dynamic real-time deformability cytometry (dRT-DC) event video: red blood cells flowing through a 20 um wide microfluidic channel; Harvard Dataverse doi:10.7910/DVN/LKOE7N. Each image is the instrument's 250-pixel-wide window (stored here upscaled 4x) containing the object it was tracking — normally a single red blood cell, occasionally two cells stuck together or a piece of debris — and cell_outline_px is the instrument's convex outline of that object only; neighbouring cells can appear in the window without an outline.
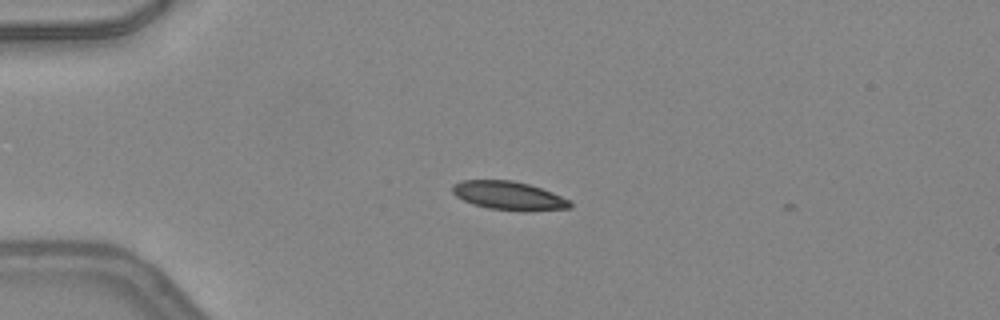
{"species": "common noctule bat (a hibernating species)", "species_latin": "Nyctalus noctula", "temperature_condition": "warm", "stored_images_in_passage": 2, "camera_frame_rate_fps": 3000, "um_per_image_px": 0.085, "animal": {"sex": "female", "body_mass_g": 24.6, "forearm_length_mm": 56.2}, "frame": {"image": 1, "passage_image": 1, "time_ms": 0.0, "image_size_px": [1000, 320], "cell_outline_px": [[572, 208], [528, 212], [524, 212], [488, 208], [472, 204], [456, 196], [452, 192], [452, 184], [460, 180], [512, 180], [528, 184], [552, 192], [572, 200]], "centroid_in_image_um": [43.28, 16.64], "position_along_channel_um": 41.7, "area_um2": 19.94}}